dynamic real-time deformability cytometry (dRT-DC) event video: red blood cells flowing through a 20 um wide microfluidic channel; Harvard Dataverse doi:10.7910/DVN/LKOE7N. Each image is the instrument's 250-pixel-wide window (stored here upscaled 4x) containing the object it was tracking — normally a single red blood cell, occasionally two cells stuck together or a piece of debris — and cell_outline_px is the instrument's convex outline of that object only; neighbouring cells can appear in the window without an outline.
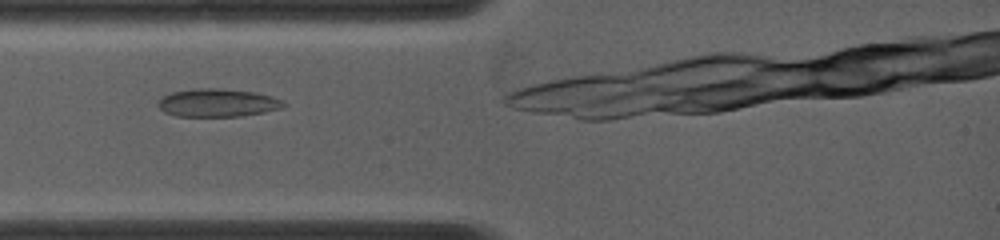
{"species": "common noctule bat (a hibernating species)", "species_latin": "Nyctalus noctula", "temperature_condition": "warm", "stored_images_in_passage": 44, "camera_frame_rate_fps": 5000, "um_per_image_px": 0.085, "animal": {"sex": "female", "body_mass_g": 19.0, "forearm_length_mm": 53.3}, "frame": {"image": 1, "passage_image": 5, "time_ms": 0.8, "image_size_px": [1000, 240], "cell_outline_px": [[288, 104], [280, 108], [264, 112], [240, 116], [176, 116], [164, 112], [160, 108], [160, 100], [164, 96], [172, 92], [196, 88], [220, 88], [256, 92], [280, 100]], "centroid_in_image_um": [18.5, 8.73], "position_along_channel_um": 66.5, "area_um2": 20.23}}
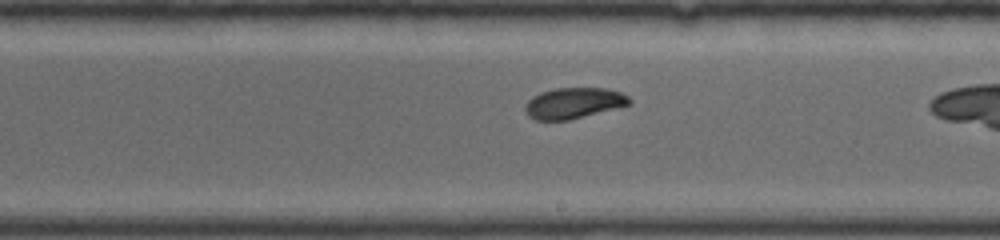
{"frame": {"image": 2, "passage_image": 27, "time_ms": 5.2, "image_size_px": [1000, 240], "cell_outline_px": [[632, 100], [628, 104], [568, 120], [536, 120], [528, 116], [524, 108], [528, 100], [532, 96], [540, 92], [556, 88], [608, 88], [620, 92], [628, 96]], "centroid_in_image_um": [48.71, 8.75], "position_along_channel_um": 240.3, "area_um2": 18.5}}
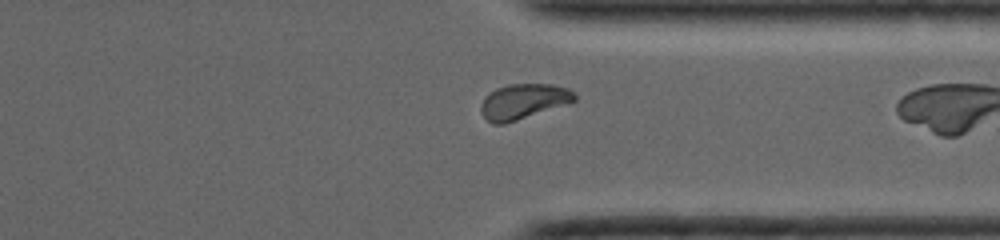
{"frame": {"image": 3, "passage_image": 43, "time_ms": 8.4, "image_size_px": [1000, 240], "cell_outline_px": [[576, 100], [568, 104], [504, 124], [492, 124], [480, 112], [480, 104], [484, 96], [496, 88], [508, 84], [552, 84], [568, 88], [576, 96]], "centroid_in_image_um": [44.46, 8.62], "position_along_channel_um": 366.9, "area_um2": 19.31}}